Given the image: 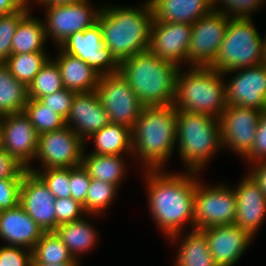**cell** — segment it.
Instances as JSON below:
<instances>
[{
	"mask_svg": "<svg viewBox=\"0 0 266 266\" xmlns=\"http://www.w3.org/2000/svg\"><path fill=\"white\" fill-rule=\"evenodd\" d=\"M162 169H145L150 213L157 227L168 238L185 229H194V195L198 172L163 173ZM197 176V177H196Z\"/></svg>",
	"mask_w": 266,
	"mask_h": 266,
	"instance_id": "1",
	"label": "cell"
},
{
	"mask_svg": "<svg viewBox=\"0 0 266 266\" xmlns=\"http://www.w3.org/2000/svg\"><path fill=\"white\" fill-rule=\"evenodd\" d=\"M153 11L149 0L139 7H101L97 23L103 41L118 62L147 51L150 40Z\"/></svg>",
	"mask_w": 266,
	"mask_h": 266,
	"instance_id": "2",
	"label": "cell"
},
{
	"mask_svg": "<svg viewBox=\"0 0 266 266\" xmlns=\"http://www.w3.org/2000/svg\"><path fill=\"white\" fill-rule=\"evenodd\" d=\"M178 110L173 105L144 106L135 121L132 134V156L144 169H162L176 145Z\"/></svg>",
	"mask_w": 266,
	"mask_h": 266,
	"instance_id": "3",
	"label": "cell"
},
{
	"mask_svg": "<svg viewBox=\"0 0 266 266\" xmlns=\"http://www.w3.org/2000/svg\"><path fill=\"white\" fill-rule=\"evenodd\" d=\"M180 67L149 50L119 62V72L144 106L172 105Z\"/></svg>",
	"mask_w": 266,
	"mask_h": 266,
	"instance_id": "4",
	"label": "cell"
},
{
	"mask_svg": "<svg viewBox=\"0 0 266 266\" xmlns=\"http://www.w3.org/2000/svg\"><path fill=\"white\" fill-rule=\"evenodd\" d=\"M223 73L211 67L189 66L179 68L172 105L178 111L202 113L219 119L227 107L226 85Z\"/></svg>",
	"mask_w": 266,
	"mask_h": 266,
	"instance_id": "5",
	"label": "cell"
},
{
	"mask_svg": "<svg viewBox=\"0 0 266 266\" xmlns=\"http://www.w3.org/2000/svg\"><path fill=\"white\" fill-rule=\"evenodd\" d=\"M176 144L187 171L198 172L222 150L219 119L187 111L177 112ZM210 159V160H209Z\"/></svg>",
	"mask_w": 266,
	"mask_h": 266,
	"instance_id": "6",
	"label": "cell"
},
{
	"mask_svg": "<svg viewBox=\"0 0 266 266\" xmlns=\"http://www.w3.org/2000/svg\"><path fill=\"white\" fill-rule=\"evenodd\" d=\"M263 64V38L251 18H231L217 57L210 66L225 73Z\"/></svg>",
	"mask_w": 266,
	"mask_h": 266,
	"instance_id": "7",
	"label": "cell"
},
{
	"mask_svg": "<svg viewBox=\"0 0 266 266\" xmlns=\"http://www.w3.org/2000/svg\"><path fill=\"white\" fill-rule=\"evenodd\" d=\"M199 181L194 195V229L234 224L237 211L234 189L225 184L203 186Z\"/></svg>",
	"mask_w": 266,
	"mask_h": 266,
	"instance_id": "8",
	"label": "cell"
},
{
	"mask_svg": "<svg viewBox=\"0 0 266 266\" xmlns=\"http://www.w3.org/2000/svg\"><path fill=\"white\" fill-rule=\"evenodd\" d=\"M95 91L110 122L132 129L144 105L120 72L101 75Z\"/></svg>",
	"mask_w": 266,
	"mask_h": 266,
	"instance_id": "9",
	"label": "cell"
},
{
	"mask_svg": "<svg viewBox=\"0 0 266 266\" xmlns=\"http://www.w3.org/2000/svg\"><path fill=\"white\" fill-rule=\"evenodd\" d=\"M230 19L224 12L213 9L192 24L187 64L199 67H210L213 64L226 36Z\"/></svg>",
	"mask_w": 266,
	"mask_h": 266,
	"instance_id": "10",
	"label": "cell"
},
{
	"mask_svg": "<svg viewBox=\"0 0 266 266\" xmlns=\"http://www.w3.org/2000/svg\"><path fill=\"white\" fill-rule=\"evenodd\" d=\"M85 144L69 126H65L39 135L35 159L38 158L43 170L79 167L86 150Z\"/></svg>",
	"mask_w": 266,
	"mask_h": 266,
	"instance_id": "11",
	"label": "cell"
},
{
	"mask_svg": "<svg viewBox=\"0 0 266 266\" xmlns=\"http://www.w3.org/2000/svg\"><path fill=\"white\" fill-rule=\"evenodd\" d=\"M262 112L227 105L219 117L222 147L230 148L244 159L252 150Z\"/></svg>",
	"mask_w": 266,
	"mask_h": 266,
	"instance_id": "12",
	"label": "cell"
},
{
	"mask_svg": "<svg viewBox=\"0 0 266 266\" xmlns=\"http://www.w3.org/2000/svg\"><path fill=\"white\" fill-rule=\"evenodd\" d=\"M89 3V0H82L67 5L43 6L46 12L43 21L46 38L52 37L51 40L59 47L70 35L97 23L101 8L94 9Z\"/></svg>",
	"mask_w": 266,
	"mask_h": 266,
	"instance_id": "13",
	"label": "cell"
},
{
	"mask_svg": "<svg viewBox=\"0 0 266 266\" xmlns=\"http://www.w3.org/2000/svg\"><path fill=\"white\" fill-rule=\"evenodd\" d=\"M59 48L69 55L80 58L100 75L119 71V62L106 47L98 23L70 35Z\"/></svg>",
	"mask_w": 266,
	"mask_h": 266,
	"instance_id": "14",
	"label": "cell"
},
{
	"mask_svg": "<svg viewBox=\"0 0 266 266\" xmlns=\"http://www.w3.org/2000/svg\"><path fill=\"white\" fill-rule=\"evenodd\" d=\"M38 133L24 112L2 117L0 147L15 158L27 170L35 159Z\"/></svg>",
	"mask_w": 266,
	"mask_h": 266,
	"instance_id": "15",
	"label": "cell"
},
{
	"mask_svg": "<svg viewBox=\"0 0 266 266\" xmlns=\"http://www.w3.org/2000/svg\"><path fill=\"white\" fill-rule=\"evenodd\" d=\"M234 72L229 82L225 81L227 105L266 109V65L232 70L223 75Z\"/></svg>",
	"mask_w": 266,
	"mask_h": 266,
	"instance_id": "16",
	"label": "cell"
},
{
	"mask_svg": "<svg viewBox=\"0 0 266 266\" xmlns=\"http://www.w3.org/2000/svg\"><path fill=\"white\" fill-rule=\"evenodd\" d=\"M192 24L158 22L153 19L148 50L159 58L176 64H187Z\"/></svg>",
	"mask_w": 266,
	"mask_h": 266,
	"instance_id": "17",
	"label": "cell"
},
{
	"mask_svg": "<svg viewBox=\"0 0 266 266\" xmlns=\"http://www.w3.org/2000/svg\"><path fill=\"white\" fill-rule=\"evenodd\" d=\"M55 199L36 173L29 170L24 172L19 204L44 232L56 230Z\"/></svg>",
	"mask_w": 266,
	"mask_h": 266,
	"instance_id": "18",
	"label": "cell"
},
{
	"mask_svg": "<svg viewBox=\"0 0 266 266\" xmlns=\"http://www.w3.org/2000/svg\"><path fill=\"white\" fill-rule=\"evenodd\" d=\"M218 266H234L252 242L253 236L235 224L202 229Z\"/></svg>",
	"mask_w": 266,
	"mask_h": 266,
	"instance_id": "19",
	"label": "cell"
},
{
	"mask_svg": "<svg viewBox=\"0 0 266 266\" xmlns=\"http://www.w3.org/2000/svg\"><path fill=\"white\" fill-rule=\"evenodd\" d=\"M66 126H69L85 143L97 131L110 123L96 91L76 93Z\"/></svg>",
	"mask_w": 266,
	"mask_h": 266,
	"instance_id": "20",
	"label": "cell"
},
{
	"mask_svg": "<svg viewBox=\"0 0 266 266\" xmlns=\"http://www.w3.org/2000/svg\"><path fill=\"white\" fill-rule=\"evenodd\" d=\"M242 179L234 188L237 200L234 224L254 237L266 217V195L250 173Z\"/></svg>",
	"mask_w": 266,
	"mask_h": 266,
	"instance_id": "21",
	"label": "cell"
},
{
	"mask_svg": "<svg viewBox=\"0 0 266 266\" xmlns=\"http://www.w3.org/2000/svg\"><path fill=\"white\" fill-rule=\"evenodd\" d=\"M44 231L18 204L0 214V237L8 246L33 250Z\"/></svg>",
	"mask_w": 266,
	"mask_h": 266,
	"instance_id": "22",
	"label": "cell"
},
{
	"mask_svg": "<svg viewBox=\"0 0 266 266\" xmlns=\"http://www.w3.org/2000/svg\"><path fill=\"white\" fill-rule=\"evenodd\" d=\"M158 22L193 24L213 10L211 0H149Z\"/></svg>",
	"mask_w": 266,
	"mask_h": 266,
	"instance_id": "23",
	"label": "cell"
},
{
	"mask_svg": "<svg viewBox=\"0 0 266 266\" xmlns=\"http://www.w3.org/2000/svg\"><path fill=\"white\" fill-rule=\"evenodd\" d=\"M53 60L59 67L64 88L77 93L96 89L101 75L80 58L59 49L57 57Z\"/></svg>",
	"mask_w": 266,
	"mask_h": 266,
	"instance_id": "24",
	"label": "cell"
},
{
	"mask_svg": "<svg viewBox=\"0 0 266 266\" xmlns=\"http://www.w3.org/2000/svg\"><path fill=\"white\" fill-rule=\"evenodd\" d=\"M181 235L182 232H179L168 237L171 243L181 237L175 266H218L210 253L206 235L202 230L192 229L185 237Z\"/></svg>",
	"mask_w": 266,
	"mask_h": 266,
	"instance_id": "25",
	"label": "cell"
},
{
	"mask_svg": "<svg viewBox=\"0 0 266 266\" xmlns=\"http://www.w3.org/2000/svg\"><path fill=\"white\" fill-rule=\"evenodd\" d=\"M92 138V139H91ZM94 151L99 155H132L131 128L122 124L109 123L91 137Z\"/></svg>",
	"mask_w": 266,
	"mask_h": 266,
	"instance_id": "26",
	"label": "cell"
},
{
	"mask_svg": "<svg viewBox=\"0 0 266 266\" xmlns=\"http://www.w3.org/2000/svg\"><path fill=\"white\" fill-rule=\"evenodd\" d=\"M44 22L31 16V10L20 20L12 39L11 54L45 51Z\"/></svg>",
	"mask_w": 266,
	"mask_h": 266,
	"instance_id": "27",
	"label": "cell"
},
{
	"mask_svg": "<svg viewBox=\"0 0 266 266\" xmlns=\"http://www.w3.org/2000/svg\"><path fill=\"white\" fill-rule=\"evenodd\" d=\"M56 234L68 248L75 260L79 261L78 255L88 252L95 247L98 241V232L85 218L59 225ZM97 233V234H96Z\"/></svg>",
	"mask_w": 266,
	"mask_h": 266,
	"instance_id": "28",
	"label": "cell"
},
{
	"mask_svg": "<svg viewBox=\"0 0 266 266\" xmlns=\"http://www.w3.org/2000/svg\"><path fill=\"white\" fill-rule=\"evenodd\" d=\"M123 155H99L84 151L82 166L92 179H98L119 187L126 164Z\"/></svg>",
	"mask_w": 266,
	"mask_h": 266,
	"instance_id": "29",
	"label": "cell"
},
{
	"mask_svg": "<svg viewBox=\"0 0 266 266\" xmlns=\"http://www.w3.org/2000/svg\"><path fill=\"white\" fill-rule=\"evenodd\" d=\"M27 101V86L11 75L5 63H0V116L23 112Z\"/></svg>",
	"mask_w": 266,
	"mask_h": 266,
	"instance_id": "30",
	"label": "cell"
},
{
	"mask_svg": "<svg viewBox=\"0 0 266 266\" xmlns=\"http://www.w3.org/2000/svg\"><path fill=\"white\" fill-rule=\"evenodd\" d=\"M76 260L55 231L44 232L32 250V264H71Z\"/></svg>",
	"mask_w": 266,
	"mask_h": 266,
	"instance_id": "31",
	"label": "cell"
},
{
	"mask_svg": "<svg viewBox=\"0 0 266 266\" xmlns=\"http://www.w3.org/2000/svg\"><path fill=\"white\" fill-rule=\"evenodd\" d=\"M47 55L45 51L11 54L5 64L8 66L11 75L28 87L40 72V69L50 59Z\"/></svg>",
	"mask_w": 266,
	"mask_h": 266,
	"instance_id": "32",
	"label": "cell"
},
{
	"mask_svg": "<svg viewBox=\"0 0 266 266\" xmlns=\"http://www.w3.org/2000/svg\"><path fill=\"white\" fill-rule=\"evenodd\" d=\"M38 135L57 131L66 126L65 119L39 99H28L24 111Z\"/></svg>",
	"mask_w": 266,
	"mask_h": 266,
	"instance_id": "33",
	"label": "cell"
},
{
	"mask_svg": "<svg viewBox=\"0 0 266 266\" xmlns=\"http://www.w3.org/2000/svg\"><path fill=\"white\" fill-rule=\"evenodd\" d=\"M28 99H40L64 88L57 63L51 59L40 69V72L29 84Z\"/></svg>",
	"mask_w": 266,
	"mask_h": 266,
	"instance_id": "34",
	"label": "cell"
},
{
	"mask_svg": "<svg viewBox=\"0 0 266 266\" xmlns=\"http://www.w3.org/2000/svg\"><path fill=\"white\" fill-rule=\"evenodd\" d=\"M118 187L116 185L103 182L98 179H92L85 197L83 205L86 215H100L110 206L117 196Z\"/></svg>",
	"mask_w": 266,
	"mask_h": 266,
	"instance_id": "35",
	"label": "cell"
},
{
	"mask_svg": "<svg viewBox=\"0 0 266 266\" xmlns=\"http://www.w3.org/2000/svg\"><path fill=\"white\" fill-rule=\"evenodd\" d=\"M28 170L44 181L56 199L71 197L70 168H48L40 171L30 167Z\"/></svg>",
	"mask_w": 266,
	"mask_h": 266,
	"instance_id": "36",
	"label": "cell"
},
{
	"mask_svg": "<svg viewBox=\"0 0 266 266\" xmlns=\"http://www.w3.org/2000/svg\"><path fill=\"white\" fill-rule=\"evenodd\" d=\"M28 3L19 11L0 16V63L11 55L12 39L20 20L31 10Z\"/></svg>",
	"mask_w": 266,
	"mask_h": 266,
	"instance_id": "37",
	"label": "cell"
},
{
	"mask_svg": "<svg viewBox=\"0 0 266 266\" xmlns=\"http://www.w3.org/2000/svg\"><path fill=\"white\" fill-rule=\"evenodd\" d=\"M266 0H211L215 11L224 12L231 18H252V13L259 10ZM217 3H222L221 8ZM224 4V5H223ZM223 8V9H222ZM233 14V15H232Z\"/></svg>",
	"mask_w": 266,
	"mask_h": 266,
	"instance_id": "38",
	"label": "cell"
},
{
	"mask_svg": "<svg viewBox=\"0 0 266 266\" xmlns=\"http://www.w3.org/2000/svg\"><path fill=\"white\" fill-rule=\"evenodd\" d=\"M55 215L56 228L61 224L80 220L87 216L83 205L72 197L55 199Z\"/></svg>",
	"mask_w": 266,
	"mask_h": 266,
	"instance_id": "39",
	"label": "cell"
},
{
	"mask_svg": "<svg viewBox=\"0 0 266 266\" xmlns=\"http://www.w3.org/2000/svg\"><path fill=\"white\" fill-rule=\"evenodd\" d=\"M76 93V91L63 88L39 100L66 120Z\"/></svg>",
	"mask_w": 266,
	"mask_h": 266,
	"instance_id": "40",
	"label": "cell"
},
{
	"mask_svg": "<svg viewBox=\"0 0 266 266\" xmlns=\"http://www.w3.org/2000/svg\"><path fill=\"white\" fill-rule=\"evenodd\" d=\"M0 266H32V251L20 246L0 247Z\"/></svg>",
	"mask_w": 266,
	"mask_h": 266,
	"instance_id": "41",
	"label": "cell"
},
{
	"mask_svg": "<svg viewBox=\"0 0 266 266\" xmlns=\"http://www.w3.org/2000/svg\"><path fill=\"white\" fill-rule=\"evenodd\" d=\"M22 178L0 179V214L19 204Z\"/></svg>",
	"mask_w": 266,
	"mask_h": 266,
	"instance_id": "42",
	"label": "cell"
},
{
	"mask_svg": "<svg viewBox=\"0 0 266 266\" xmlns=\"http://www.w3.org/2000/svg\"><path fill=\"white\" fill-rule=\"evenodd\" d=\"M90 182L91 178L82 165L79 167L70 168L71 197L82 205L85 204V197Z\"/></svg>",
	"mask_w": 266,
	"mask_h": 266,
	"instance_id": "43",
	"label": "cell"
},
{
	"mask_svg": "<svg viewBox=\"0 0 266 266\" xmlns=\"http://www.w3.org/2000/svg\"><path fill=\"white\" fill-rule=\"evenodd\" d=\"M266 159V109L263 110L257 127L251 152L245 157L247 164H253Z\"/></svg>",
	"mask_w": 266,
	"mask_h": 266,
	"instance_id": "44",
	"label": "cell"
},
{
	"mask_svg": "<svg viewBox=\"0 0 266 266\" xmlns=\"http://www.w3.org/2000/svg\"><path fill=\"white\" fill-rule=\"evenodd\" d=\"M27 169L0 147V179L23 178Z\"/></svg>",
	"mask_w": 266,
	"mask_h": 266,
	"instance_id": "45",
	"label": "cell"
},
{
	"mask_svg": "<svg viewBox=\"0 0 266 266\" xmlns=\"http://www.w3.org/2000/svg\"><path fill=\"white\" fill-rule=\"evenodd\" d=\"M250 165L251 171L249 173L258 182L260 188L266 195V159Z\"/></svg>",
	"mask_w": 266,
	"mask_h": 266,
	"instance_id": "46",
	"label": "cell"
},
{
	"mask_svg": "<svg viewBox=\"0 0 266 266\" xmlns=\"http://www.w3.org/2000/svg\"><path fill=\"white\" fill-rule=\"evenodd\" d=\"M26 4L27 0H0V16L19 11Z\"/></svg>",
	"mask_w": 266,
	"mask_h": 266,
	"instance_id": "47",
	"label": "cell"
},
{
	"mask_svg": "<svg viewBox=\"0 0 266 266\" xmlns=\"http://www.w3.org/2000/svg\"><path fill=\"white\" fill-rule=\"evenodd\" d=\"M32 3V0H27V3L30 5ZM35 2V0H33ZM82 0H36V2L40 3L43 6H50V5H67V4H73L77 2H81Z\"/></svg>",
	"mask_w": 266,
	"mask_h": 266,
	"instance_id": "48",
	"label": "cell"
},
{
	"mask_svg": "<svg viewBox=\"0 0 266 266\" xmlns=\"http://www.w3.org/2000/svg\"><path fill=\"white\" fill-rule=\"evenodd\" d=\"M32 266H80V263L78 260H76L74 263L71 264H58V265H52V264H32Z\"/></svg>",
	"mask_w": 266,
	"mask_h": 266,
	"instance_id": "49",
	"label": "cell"
},
{
	"mask_svg": "<svg viewBox=\"0 0 266 266\" xmlns=\"http://www.w3.org/2000/svg\"><path fill=\"white\" fill-rule=\"evenodd\" d=\"M263 64L266 65V37L263 38Z\"/></svg>",
	"mask_w": 266,
	"mask_h": 266,
	"instance_id": "50",
	"label": "cell"
},
{
	"mask_svg": "<svg viewBox=\"0 0 266 266\" xmlns=\"http://www.w3.org/2000/svg\"><path fill=\"white\" fill-rule=\"evenodd\" d=\"M1 121H2V116H0V129H1Z\"/></svg>",
	"mask_w": 266,
	"mask_h": 266,
	"instance_id": "51",
	"label": "cell"
}]
</instances>
